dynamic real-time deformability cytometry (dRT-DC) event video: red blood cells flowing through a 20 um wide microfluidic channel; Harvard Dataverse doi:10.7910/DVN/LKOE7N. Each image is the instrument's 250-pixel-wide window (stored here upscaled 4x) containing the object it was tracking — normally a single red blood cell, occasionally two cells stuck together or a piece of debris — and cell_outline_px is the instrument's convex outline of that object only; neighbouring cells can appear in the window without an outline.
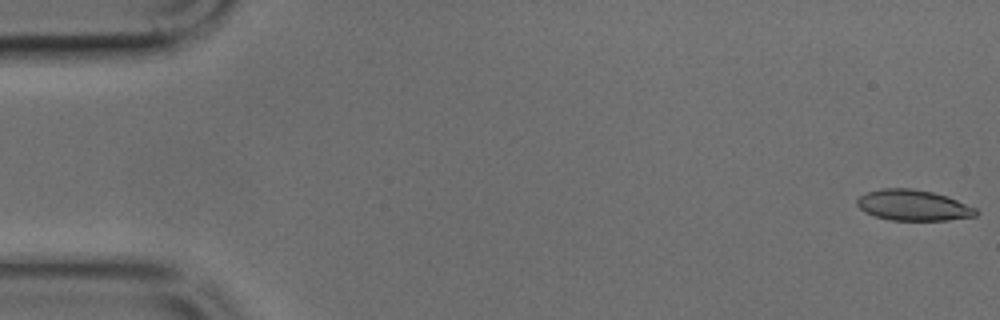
{"species": "common noctule bat (a hibernating species)", "species_latin": "Nyctalus noctula", "temperature_condition": "cold", "stored_images_in_passage": 4, "camera_frame_rate_fps": 3000, "um_per_image_px": 0.085, "animal": {"sex": "male", "body_mass_g": 17.9, "forearm_length_mm": 54.2}, "frame": {"image": 1, "passage_image": 1, "time_ms": 0.0, "image_size_px": [1000, 320], "cell_outline_px": [[980, 212], [976, 216], [948, 220], [888, 220], [864, 212], [856, 204], [856, 200], [860, 196], [868, 192], [880, 188], [912, 188], [932, 192], [948, 196], [976, 208]], "centroid_in_image_um": [77.63, 17.45], "position_along_channel_um": 7.4, "area_um2": 21.44}}